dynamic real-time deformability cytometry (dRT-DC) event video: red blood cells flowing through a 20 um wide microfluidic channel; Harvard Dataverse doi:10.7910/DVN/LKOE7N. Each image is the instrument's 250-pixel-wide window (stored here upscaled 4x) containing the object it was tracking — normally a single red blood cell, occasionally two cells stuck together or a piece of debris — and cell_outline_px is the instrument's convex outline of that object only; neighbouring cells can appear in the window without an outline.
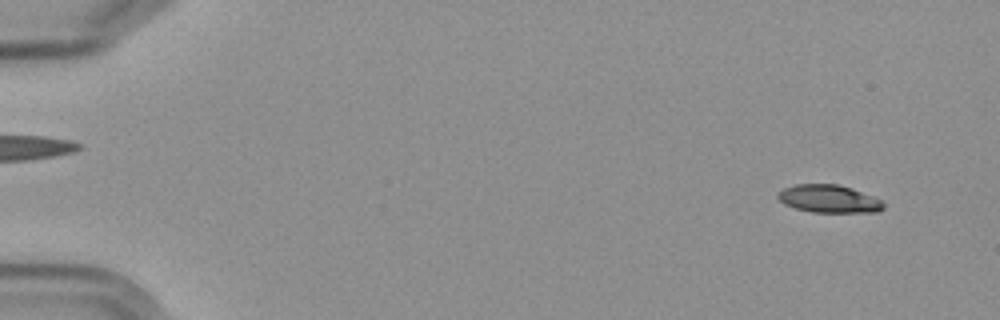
{"species": "Egyptian fruit bat (a non-hibernating species)", "species_latin": "Rousettus aegyptiacus", "temperature_condition": "cold", "stored_images_in_passage": 5, "camera_frame_rate_fps": 3000, "um_per_image_px": 0.085, "frame": {"image": 1, "passage_image": 1, "time_ms": 0.0, "image_size_px": [1000, 320], "cell_outline_px": [[884, 208], [880, 212], [812, 212], [796, 208], [784, 204], [776, 196], [776, 192], [784, 188], [796, 184], [836, 184], [852, 188], [880, 200], [884, 204]], "centroid_in_image_um": [70.43, 16.9], "position_along_channel_um": 14.6, "area_um2": 17.05}}
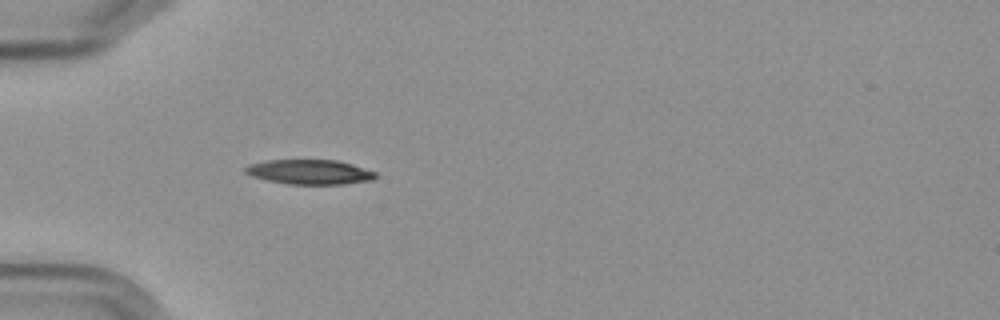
{"frame": {"image": 2, "passage_image": 5, "time_ms": 4.667, "image_size_px": [1000, 320], "cell_outline_px": [[376, 176], [372, 180], [344, 184], [288, 184], [268, 180], [252, 176], [244, 172], [244, 168], [248, 164], [268, 160], [336, 160], [352, 164], [376, 172]], "centroid_in_image_um": [26.3, 14.61], "position_along_channel_um": 58.7, "area_um2": 18.67}}